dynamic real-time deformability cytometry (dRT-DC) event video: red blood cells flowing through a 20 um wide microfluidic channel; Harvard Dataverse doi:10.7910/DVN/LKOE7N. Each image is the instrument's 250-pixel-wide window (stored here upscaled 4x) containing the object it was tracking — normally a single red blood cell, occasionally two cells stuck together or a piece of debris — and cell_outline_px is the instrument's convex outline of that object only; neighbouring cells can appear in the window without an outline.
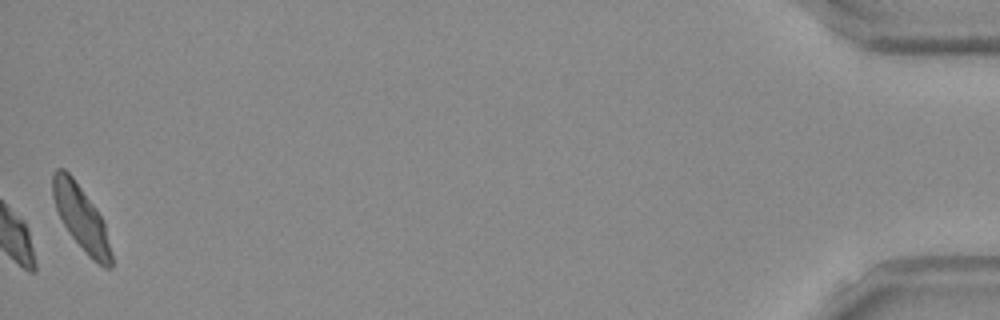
{"species": "Egyptian fruit bat (a non-hibernating species)", "species_latin": "Rousettus aegyptiacus", "temperature_condition": "room temperature", "stored_images_in_passage": 49, "camera_frame_rate_fps": 3000, "um_per_image_px": 0.085, "frame": {"image": 1, "passage_image": 49, "time_ms": 16.0, "image_size_px": [1000, 320], "cell_outline_px": [[112, 268], [104, 268], [92, 260], [88, 256], [72, 236], [64, 224], [56, 208], [52, 196], [52, 172], [56, 168], [64, 168], [72, 176], [96, 208], [104, 220], [112, 256]], "centroid_in_image_um": [6.9, 18.51], "position_along_channel_um": 428.3, "area_um2": 21.91}, "authors_computed_cell_mechanics": {"area_um2": 20.7502, "velocity_mm_per_s": 3.7912, "shape_relaxation_time_tau1_ms": 2.2809, "shape_relaxation_time_tau2_ms": 3.363, "deformation_change_tau1": 0.1043, "deformation_change_tau2": 0.0627}}